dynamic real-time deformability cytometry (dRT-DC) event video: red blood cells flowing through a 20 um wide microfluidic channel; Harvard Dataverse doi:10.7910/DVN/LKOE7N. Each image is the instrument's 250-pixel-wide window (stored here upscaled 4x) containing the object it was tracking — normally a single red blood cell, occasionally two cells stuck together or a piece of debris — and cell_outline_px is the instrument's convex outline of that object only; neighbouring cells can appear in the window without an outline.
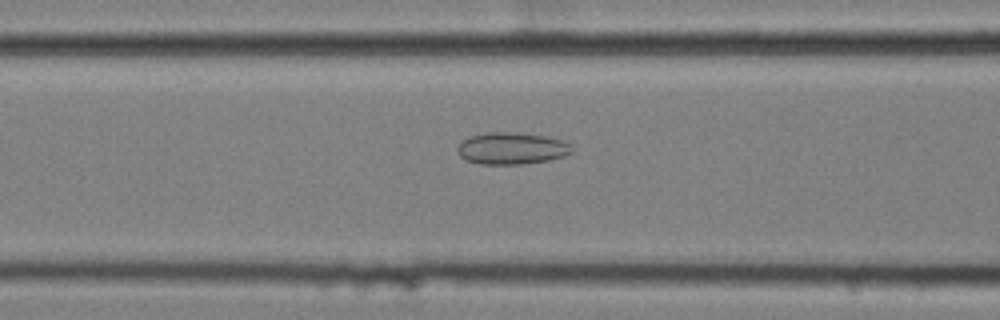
{"species": "common noctule bat (a hibernating species)", "species_latin": "Nyctalus noctula", "temperature_condition": "cold", "stored_images_in_passage": 56, "camera_frame_rate_fps": 3000, "um_per_image_px": 0.085, "animal": {"sex": "female", "body_mass_g": 25.1}, "frame": {"image": 1, "passage_image": 21, "time_ms": 6.667, "image_size_px": [1000, 320], "cell_outline_px": [[572, 152], [564, 156], [548, 160], [520, 164], [480, 164], [464, 160], [456, 152], [456, 148], [468, 136], [488, 132], [508, 132], [544, 136], [564, 140], [572, 148]], "centroid_in_image_um": [43.45, 12.62], "position_along_channel_um": 123.2, "area_um2": 21.21}}
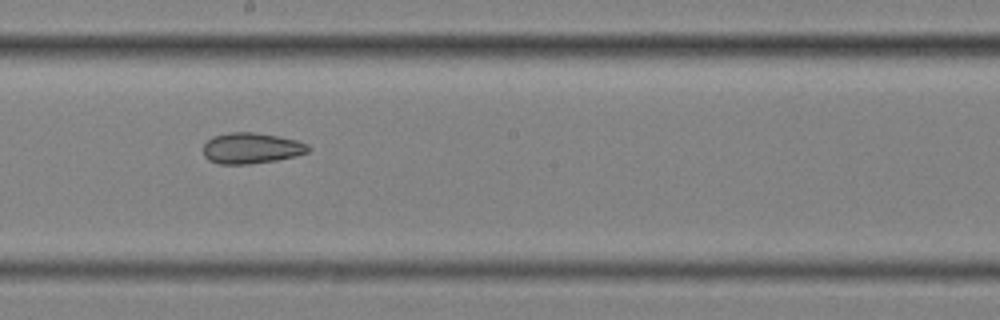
{"frame": {"image": 2, "passage_image": 30, "time_ms": 9.667, "image_size_px": [1000, 320], "cell_outline_px": [[312, 148], [308, 152], [296, 156], [276, 160], [248, 164], [220, 164], [208, 160], [204, 156], [204, 144], [212, 136], [228, 132], [252, 132], [280, 136], [296, 140], [308, 144]], "centroid_in_image_um": [21.37, 12.59], "position_along_channel_um": 226.8, "area_um2": 19.02}}
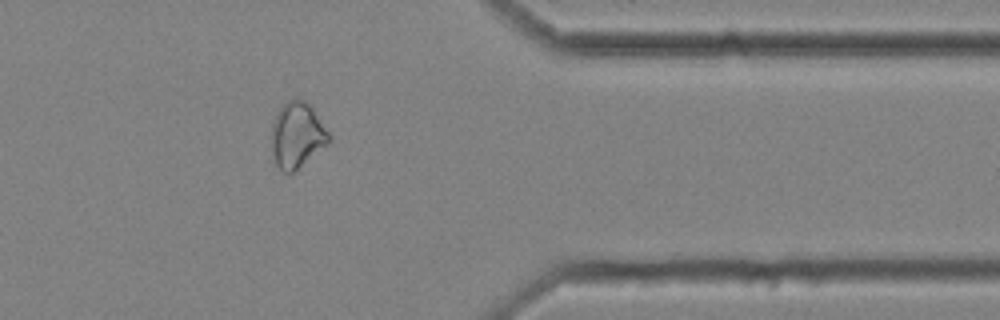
{"frame": {"image": 3, "passage_image": 45, "time_ms": 14.667, "image_size_px": [1000, 320], "cell_outline_px": [[332, 140], [328, 144], [292, 172], [284, 172], [276, 164], [272, 152], [272, 120], [280, 108], [288, 100], [296, 96], [312, 104], [332, 136]], "centroid_in_image_um": [25.29, 11.41], "position_along_channel_um": 386.1, "area_um2": 22.25}}